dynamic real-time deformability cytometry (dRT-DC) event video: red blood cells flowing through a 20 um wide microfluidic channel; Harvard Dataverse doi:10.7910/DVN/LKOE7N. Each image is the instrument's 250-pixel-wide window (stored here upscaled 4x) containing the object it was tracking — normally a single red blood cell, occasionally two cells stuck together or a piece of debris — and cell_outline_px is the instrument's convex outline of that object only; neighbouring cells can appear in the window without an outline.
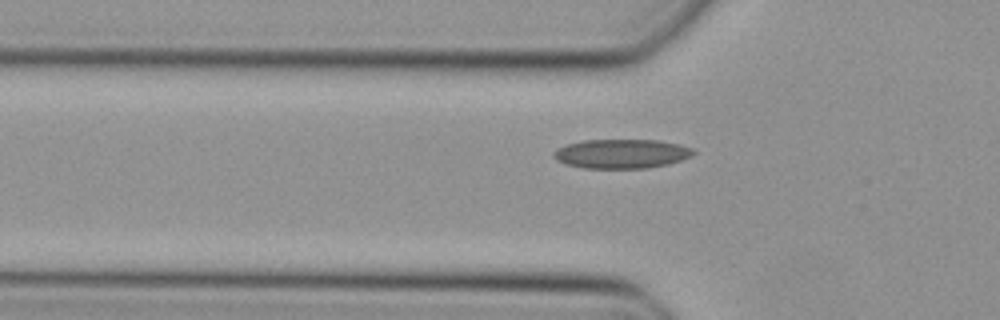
{"species": "Egyptian fruit bat (a non-hibernating species)", "species_latin": "Rousettus aegyptiacus", "temperature_condition": "cold", "stored_images_in_passage": 34, "camera_frame_rate_fps": 3000, "um_per_image_px": 0.085, "animal": {"sex": "female"}, "frame": {"image": 1, "passage_image": 7, "time_ms": 2.0, "image_size_px": [1000, 320], "cell_outline_px": [[696, 152], [692, 156], [668, 164], [648, 168], [584, 168], [564, 164], [556, 160], [552, 156], [552, 152], [556, 148], [568, 144], [584, 140], [656, 140], [680, 144], [692, 148]], "centroid_in_image_um": [52.8, 13.07], "position_along_channel_um": 73.0, "area_um2": 23.93}}
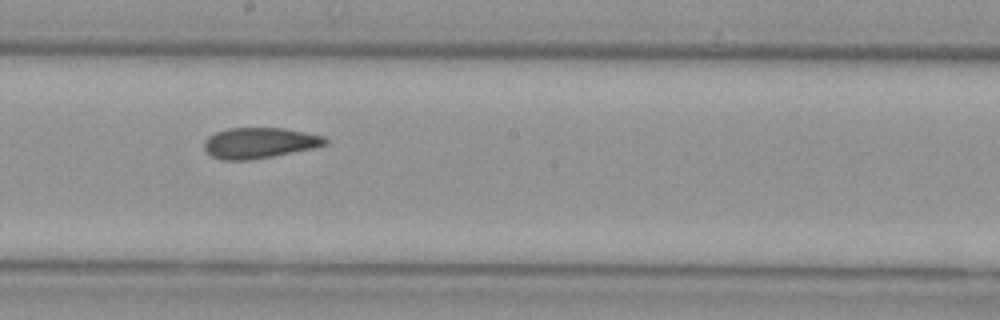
{"frame": {"image": 2, "passage_image": 18, "time_ms": 5.667, "image_size_px": [1000, 320], "cell_outline_px": [[328, 144], [312, 148], [252, 160], [220, 160], [212, 156], [204, 148], [204, 140], [208, 136], [216, 132], [228, 128], [284, 128], [324, 136], [328, 140]], "centroid_in_image_um": [22.03, 12.15], "position_along_channel_um": 226.2, "area_um2": 21.62}}
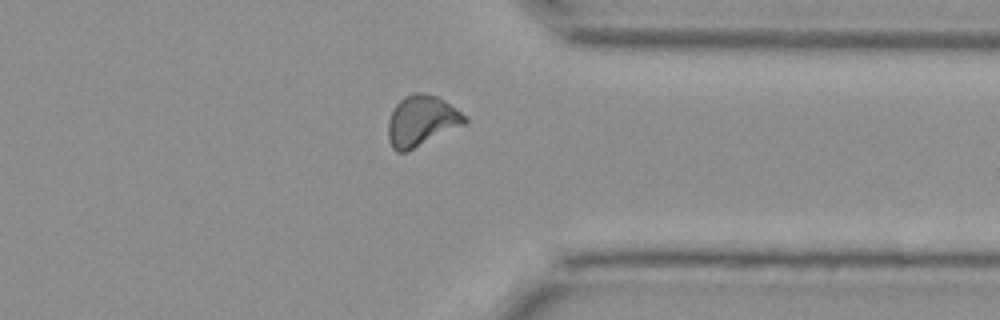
{"frame": {"image": 3, "passage_image": 29, "time_ms": 9.333, "image_size_px": [1000, 320], "cell_outline_px": [[468, 120], [464, 124], [404, 152], [396, 152], [392, 148], [388, 140], [388, 120], [396, 104], [404, 96], [412, 92], [424, 92], [436, 96], [444, 100], [468, 116]], "centroid_in_image_um": [35.81, 10.24], "position_along_channel_um": 375.6, "area_um2": 22.43}}